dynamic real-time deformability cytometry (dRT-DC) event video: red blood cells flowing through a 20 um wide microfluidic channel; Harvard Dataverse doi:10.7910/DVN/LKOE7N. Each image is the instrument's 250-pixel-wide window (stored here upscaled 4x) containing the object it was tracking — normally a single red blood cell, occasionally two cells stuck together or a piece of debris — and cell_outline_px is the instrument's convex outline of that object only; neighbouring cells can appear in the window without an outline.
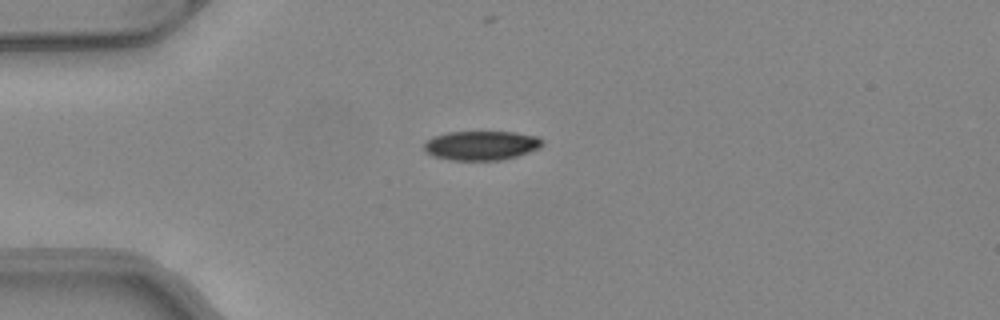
{"species": "common noctule bat (a hibernating species)", "species_latin": "Nyctalus noctula", "temperature_condition": "warm", "stored_images_in_passage": 39, "camera_frame_rate_fps": 3000, "um_per_image_px": 0.085, "animal": {"sex": "female", "body_mass_g": 24.6, "forearm_length_mm": 56.2}, "frame": {"image": 1, "passage_image": 1, "time_ms": 0.0, "image_size_px": [1000, 320], "cell_outline_px": [[544, 144], [540, 148], [516, 156], [500, 160], [448, 160], [432, 156], [424, 148], [424, 144], [432, 136], [448, 132], [516, 132], [536, 136], [544, 140]], "centroid_in_image_um": [40.92, 12.36], "position_along_channel_um": 44.1, "area_um2": 20.23}}
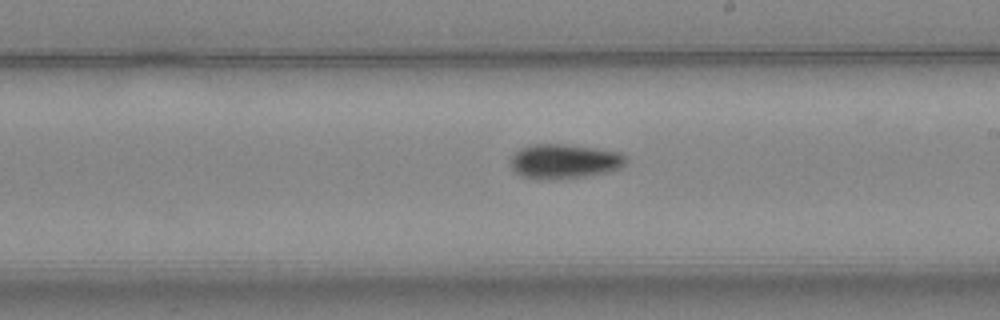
{"frame": {"image": 2, "passage_image": 17, "time_ms": 5.333, "image_size_px": [1000, 320], "cell_outline_px": [[628, 160], [620, 168], [608, 172], [584, 176], [556, 180], [536, 180], [524, 176], [516, 172], [512, 168], [512, 156], [520, 148], [536, 144], [564, 144], [620, 152], [628, 156]], "centroid_in_image_um": [47.99, 13.73], "position_along_channel_um": 241.0, "area_um2": 23.24}}
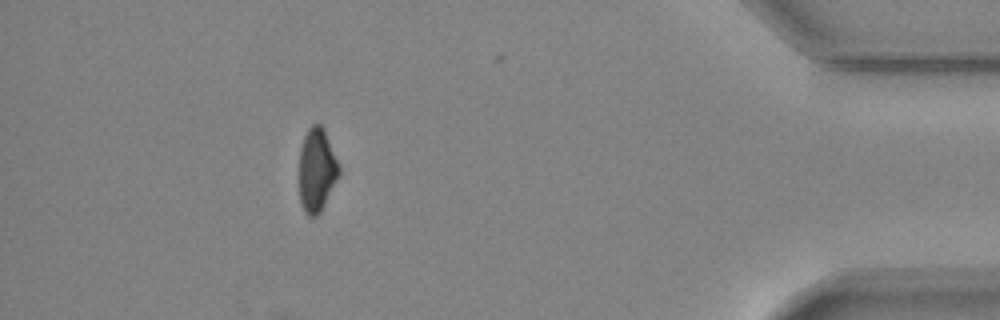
{"frame": {"image": 3, "passage_image": 33, "time_ms": 10.667, "image_size_px": [1000, 320], "cell_outline_px": [[340, 172], [320, 212], [316, 216], [308, 216], [304, 212], [300, 204], [300, 148], [304, 136], [308, 128], [312, 124], [320, 124], [324, 128], [340, 164]], "centroid_in_image_um": [26.93, 14.42], "position_along_channel_um": 408.3, "area_um2": 19.36}, "authors_computed_cell_mechanics": {"area_um2": 21.964, "velocity_mm_per_s": 4.132, "shape_relaxation_time_tau1_ms": 4.8754, "shape_relaxation_time_tau2_ms": null, "deformation_change_tau1": 0.1539, "deformation_change_tau2": null}}